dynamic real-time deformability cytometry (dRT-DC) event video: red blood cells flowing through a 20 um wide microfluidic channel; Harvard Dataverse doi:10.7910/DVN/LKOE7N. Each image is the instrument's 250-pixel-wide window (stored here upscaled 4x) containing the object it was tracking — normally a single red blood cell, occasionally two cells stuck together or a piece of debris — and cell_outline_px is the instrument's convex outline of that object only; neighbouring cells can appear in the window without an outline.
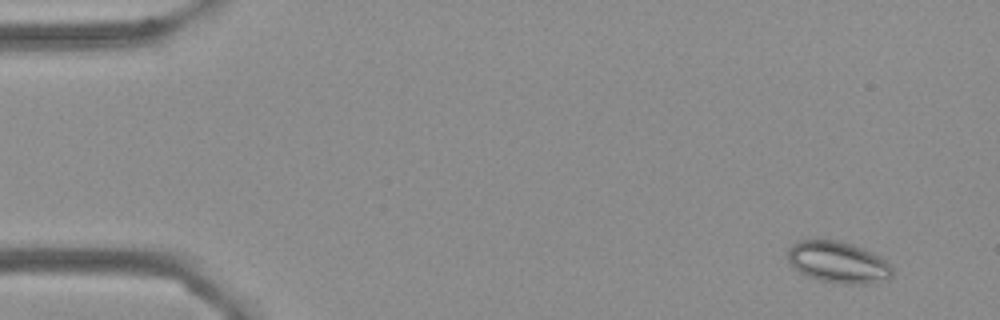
{"species": "Egyptian fruit bat (a non-hibernating species)", "species_latin": "Rousettus aegyptiacus", "temperature_condition": "cold", "stored_images_in_passage": 8, "camera_frame_rate_fps": 3000, "um_per_image_px": 0.085, "frame": {"image": 1, "passage_image": 2, "time_ms": 0.333, "image_size_px": [1000, 320], "cell_outline_px": [[892, 276], [888, 280], [864, 284], [848, 284], [820, 280], [808, 276], [800, 272], [788, 260], [788, 248], [792, 244], [800, 240], [824, 236], [840, 240], [852, 244], [880, 256], [892, 268]], "centroid_in_image_um": [71.21, 22.24], "position_along_channel_um": 13.8, "area_um2": 25.66}}
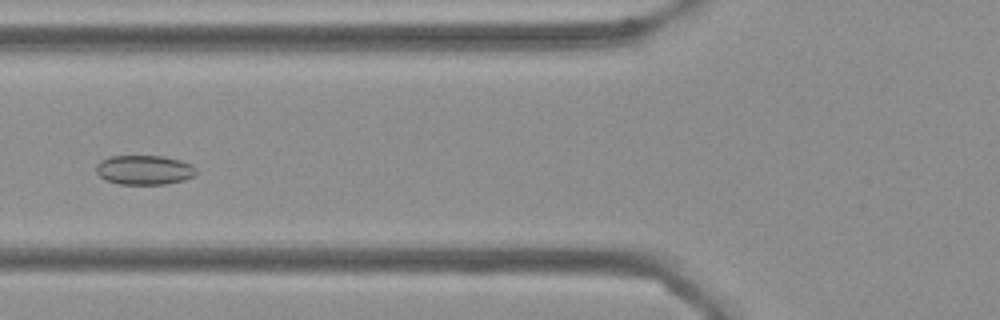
{"frame": {"image": 2, "passage_image": 7, "time_ms": 2.0, "image_size_px": [1000, 320], "cell_outline_px": [[196, 172], [192, 176], [184, 180], [164, 184], [120, 184], [104, 180], [96, 172], [96, 164], [100, 160], [112, 156], [164, 156], [180, 160], [192, 164], [196, 168]], "centroid_in_image_um": [12.24, 14.44], "position_along_channel_um": 113.6, "area_um2": 17.22}}
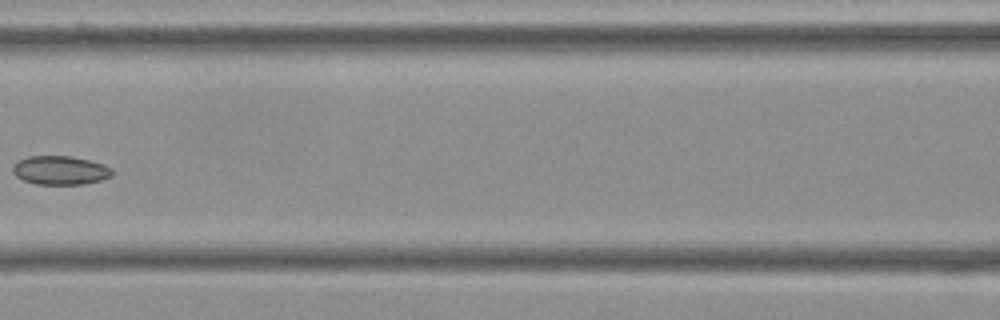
{"frame": {"image": 3, "passage_image": 8, "time_ms": 2.333, "image_size_px": [1000, 320], "cell_outline_px": [[112, 176], [100, 180], [84, 184], [36, 184], [24, 180], [16, 176], [12, 172], [12, 168], [20, 160], [28, 156], [72, 156], [104, 164], [112, 168]], "centroid_in_image_um": [5.14, 14.47], "position_along_channel_um": 161.5, "area_um2": 16.59}}